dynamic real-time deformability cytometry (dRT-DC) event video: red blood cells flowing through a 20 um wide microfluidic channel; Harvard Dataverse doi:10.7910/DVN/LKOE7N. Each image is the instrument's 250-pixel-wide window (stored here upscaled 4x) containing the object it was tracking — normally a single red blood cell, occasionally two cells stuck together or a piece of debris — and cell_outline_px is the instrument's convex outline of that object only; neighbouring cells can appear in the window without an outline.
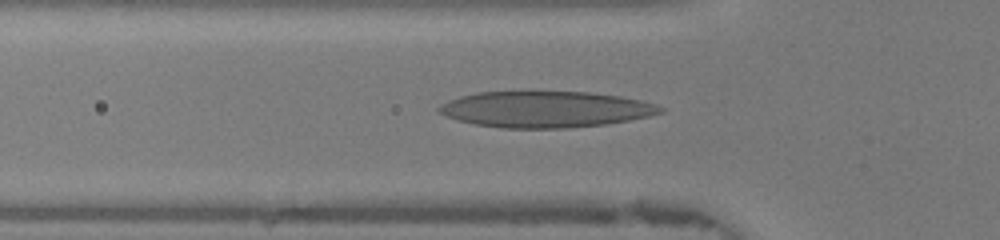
{"species": "human", "species_latin": "Homo sapiens", "temperature_condition": "warm", "stored_images_in_passage": 31, "camera_frame_rate_fps": 3000, "um_per_image_px": 0.085, "donor": {"sex": "female"}, "frame": {"image": 1, "passage_image": 5, "time_ms": 1.333, "image_size_px": [1000, 240], "cell_outline_px": [[664, 112], [648, 116], [628, 120], [604, 124], [568, 128], [504, 128], [476, 124], [460, 120], [436, 112], [436, 108], [440, 104], [448, 100], [460, 96], [476, 92], [588, 92], [620, 96], [640, 100], [656, 104], [664, 108]], "centroid_in_image_um": [46.35, 9.29], "position_along_channel_um": 79.4, "area_um2": 46.47}}
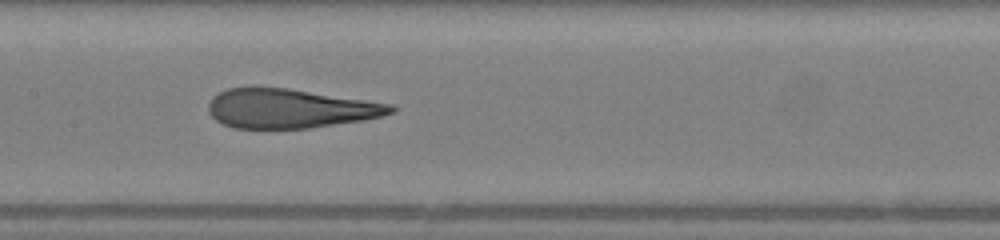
{"frame": {"image": 2, "passage_image": 12, "time_ms": 3.667, "image_size_px": [1000, 240], "cell_outline_px": [[396, 112], [364, 120], [308, 128], [236, 128], [224, 124], [216, 120], [212, 116], [208, 108], [208, 104], [212, 96], [228, 88], [288, 88], [392, 104], [396, 108]], "centroid_in_image_um": [24.66, 9.22], "position_along_channel_um": 182.7, "area_um2": 41.33}}
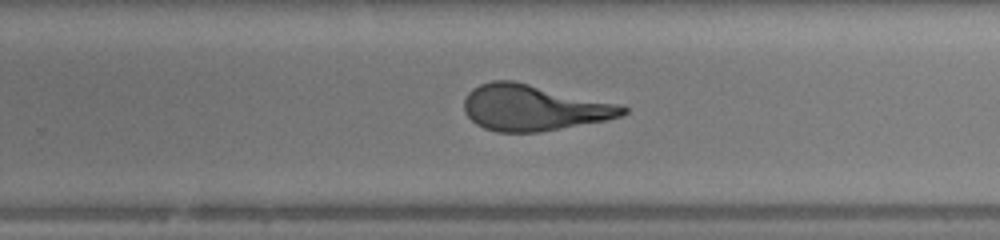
{"frame": {"image": 3, "passage_image": 19, "time_ms": 6.0, "image_size_px": [1000, 240], "cell_outline_px": [[628, 112], [620, 116], [604, 120], [540, 132], [496, 132], [484, 128], [476, 124], [464, 112], [464, 100], [468, 92], [472, 88], [480, 84], [492, 80], [516, 80], [624, 104], [628, 108]], "centroid_in_image_um": [45.38, 9.13], "position_along_channel_um": 284.4, "area_um2": 43.06}, "authors_computed_cell_mechanics": {"area_um2": 42.772, "velocity_mm_per_s": 4.3797, "shape_relaxation_time_tau1_ms": null, "shape_relaxation_time_tau2_ms": 0.9498, "deformation_change_tau1": null, "deformation_change_tau2": 0.0969}}